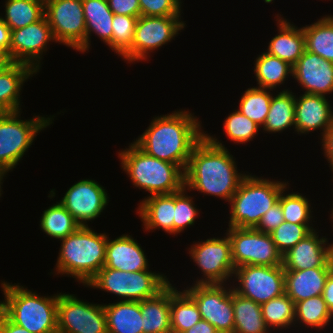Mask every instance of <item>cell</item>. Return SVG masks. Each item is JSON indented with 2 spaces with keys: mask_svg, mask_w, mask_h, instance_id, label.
<instances>
[{
  "mask_svg": "<svg viewBox=\"0 0 333 333\" xmlns=\"http://www.w3.org/2000/svg\"><path fill=\"white\" fill-rule=\"evenodd\" d=\"M204 132L194 146L185 174V188L190 192L215 196L230 201L241 181L248 175L239 172L235 157L216 136Z\"/></svg>",
  "mask_w": 333,
  "mask_h": 333,
  "instance_id": "1",
  "label": "cell"
},
{
  "mask_svg": "<svg viewBox=\"0 0 333 333\" xmlns=\"http://www.w3.org/2000/svg\"><path fill=\"white\" fill-rule=\"evenodd\" d=\"M198 119L185 109L154 116L133 142L148 155L179 165L185 171L192 149L204 137Z\"/></svg>",
  "mask_w": 333,
  "mask_h": 333,
  "instance_id": "2",
  "label": "cell"
},
{
  "mask_svg": "<svg viewBox=\"0 0 333 333\" xmlns=\"http://www.w3.org/2000/svg\"><path fill=\"white\" fill-rule=\"evenodd\" d=\"M108 235L80 226L61 239L54 275H68L84 286L104 267Z\"/></svg>",
  "mask_w": 333,
  "mask_h": 333,
  "instance_id": "3",
  "label": "cell"
},
{
  "mask_svg": "<svg viewBox=\"0 0 333 333\" xmlns=\"http://www.w3.org/2000/svg\"><path fill=\"white\" fill-rule=\"evenodd\" d=\"M4 300L0 310L15 324L31 333L57 332V301L60 293L39 295L18 284L2 281Z\"/></svg>",
  "mask_w": 333,
  "mask_h": 333,
  "instance_id": "4",
  "label": "cell"
},
{
  "mask_svg": "<svg viewBox=\"0 0 333 333\" xmlns=\"http://www.w3.org/2000/svg\"><path fill=\"white\" fill-rule=\"evenodd\" d=\"M118 152L121 169L136 187L149 195L173 194L185 187L184 170L176 164L154 158L134 142Z\"/></svg>",
  "mask_w": 333,
  "mask_h": 333,
  "instance_id": "5",
  "label": "cell"
},
{
  "mask_svg": "<svg viewBox=\"0 0 333 333\" xmlns=\"http://www.w3.org/2000/svg\"><path fill=\"white\" fill-rule=\"evenodd\" d=\"M288 181H277L248 174L229 201V227L256 228L262 216L279 199Z\"/></svg>",
  "mask_w": 333,
  "mask_h": 333,
  "instance_id": "6",
  "label": "cell"
},
{
  "mask_svg": "<svg viewBox=\"0 0 333 333\" xmlns=\"http://www.w3.org/2000/svg\"><path fill=\"white\" fill-rule=\"evenodd\" d=\"M164 273L142 270L126 272L118 269L102 268L86 287L101 289L116 296L120 300L140 302L153 297L162 291L170 282Z\"/></svg>",
  "mask_w": 333,
  "mask_h": 333,
  "instance_id": "7",
  "label": "cell"
},
{
  "mask_svg": "<svg viewBox=\"0 0 333 333\" xmlns=\"http://www.w3.org/2000/svg\"><path fill=\"white\" fill-rule=\"evenodd\" d=\"M20 115L21 111L0 113V168L7 171H12L23 160L37 133L52 124L55 117L35 115L21 120Z\"/></svg>",
  "mask_w": 333,
  "mask_h": 333,
  "instance_id": "8",
  "label": "cell"
},
{
  "mask_svg": "<svg viewBox=\"0 0 333 333\" xmlns=\"http://www.w3.org/2000/svg\"><path fill=\"white\" fill-rule=\"evenodd\" d=\"M185 25L181 16H139L132 48L122 58L129 64L146 61L151 52L175 39Z\"/></svg>",
  "mask_w": 333,
  "mask_h": 333,
  "instance_id": "9",
  "label": "cell"
},
{
  "mask_svg": "<svg viewBox=\"0 0 333 333\" xmlns=\"http://www.w3.org/2000/svg\"><path fill=\"white\" fill-rule=\"evenodd\" d=\"M193 243L188 248L189 255L203 275L192 284H231L235 266L228 235Z\"/></svg>",
  "mask_w": 333,
  "mask_h": 333,
  "instance_id": "10",
  "label": "cell"
},
{
  "mask_svg": "<svg viewBox=\"0 0 333 333\" xmlns=\"http://www.w3.org/2000/svg\"><path fill=\"white\" fill-rule=\"evenodd\" d=\"M231 242L232 260L235 268L244 265H282V254L278 251L270 233L255 228H227Z\"/></svg>",
  "mask_w": 333,
  "mask_h": 333,
  "instance_id": "11",
  "label": "cell"
},
{
  "mask_svg": "<svg viewBox=\"0 0 333 333\" xmlns=\"http://www.w3.org/2000/svg\"><path fill=\"white\" fill-rule=\"evenodd\" d=\"M226 285L193 284L184 291L195 301L201 319L220 333H234L233 288Z\"/></svg>",
  "mask_w": 333,
  "mask_h": 333,
  "instance_id": "12",
  "label": "cell"
},
{
  "mask_svg": "<svg viewBox=\"0 0 333 333\" xmlns=\"http://www.w3.org/2000/svg\"><path fill=\"white\" fill-rule=\"evenodd\" d=\"M57 330L61 333H108L103 304L60 293L57 301Z\"/></svg>",
  "mask_w": 333,
  "mask_h": 333,
  "instance_id": "13",
  "label": "cell"
},
{
  "mask_svg": "<svg viewBox=\"0 0 333 333\" xmlns=\"http://www.w3.org/2000/svg\"><path fill=\"white\" fill-rule=\"evenodd\" d=\"M56 43L79 51L85 45L86 24L82 0H48L45 13Z\"/></svg>",
  "mask_w": 333,
  "mask_h": 333,
  "instance_id": "14",
  "label": "cell"
},
{
  "mask_svg": "<svg viewBox=\"0 0 333 333\" xmlns=\"http://www.w3.org/2000/svg\"><path fill=\"white\" fill-rule=\"evenodd\" d=\"M233 277L237 281L236 286L232 283L233 290L260 305L285 293L282 265L239 266L235 268Z\"/></svg>",
  "mask_w": 333,
  "mask_h": 333,
  "instance_id": "15",
  "label": "cell"
},
{
  "mask_svg": "<svg viewBox=\"0 0 333 333\" xmlns=\"http://www.w3.org/2000/svg\"><path fill=\"white\" fill-rule=\"evenodd\" d=\"M49 42L56 40L44 16L28 26L11 30L9 54L14 63L29 65L38 73Z\"/></svg>",
  "mask_w": 333,
  "mask_h": 333,
  "instance_id": "16",
  "label": "cell"
},
{
  "mask_svg": "<svg viewBox=\"0 0 333 333\" xmlns=\"http://www.w3.org/2000/svg\"><path fill=\"white\" fill-rule=\"evenodd\" d=\"M92 179L74 183L61 198V203L80 226L95 220L109 203L107 190Z\"/></svg>",
  "mask_w": 333,
  "mask_h": 333,
  "instance_id": "17",
  "label": "cell"
},
{
  "mask_svg": "<svg viewBox=\"0 0 333 333\" xmlns=\"http://www.w3.org/2000/svg\"><path fill=\"white\" fill-rule=\"evenodd\" d=\"M319 237L317 229L312 230L293 248L282 255L284 270H305L317 267H333V242Z\"/></svg>",
  "mask_w": 333,
  "mask_h": 333,
  "instance_id": "18",
  "label": "cell"
},
{
  "mask_svg": "<svg viewBox=\"0 0 333 333\" xmlns=\"http://www.w3.org/2000/svg\"><path fill=\"white\" fill-rule=\"evenodd\" d=\"M292 78L304 93L326 97L333 92V63L305 50L293 66Z\"/></svg>",
  "mask_w": 333,
  "mask_h": 333,
  "instance_id": "19",
  "label": "cell"
},
{
  "mask_svg": "<svg viewBox=\"0 0 333 333\" xmlns=\"http://www.w3.org/2000/svg\"><path fill=\"white\" fill-rule=\"evenodd\" d=\"M333 124V110L330 101L324 96L314 94H295V132L309 134L320 130V137Z\"/></svg>",
  "mask_w": 333,
  "mask_h": 333,
  "instance_id": "20",
  "label": "cell"
},
{
  "mask_svg": "<svg viewBox=\"0 0 333 333\" xmlns=\"http://www.w3.org/2000/svg\"><path fill=\"white\" fill-rule=\"evenodd\" d=\"M149 263L141 244L132 235L122 234L111 240L108 236L103 268L126 272L149 270Z\"/></svg>",
  "mask_w": 333,
  "mask_h": 333,
  "instance_id": "21",
  "label": "cell"
},
{
  "mask_svg": "<svg viewBox=\"0 0 333 333\" xmlns=\"http://www.w3.org/2000/svg\"><path fill=\"white\" fill-rule=\"evenodd\" d=\"M137 212L145 231L162 229L174 234L175 193L145 196L138 204Z\"/></svg>",
  "mask_w": 333,
  "mask_h": 333,
  "instance_id": "22",
  "label": "cell"
},
{
  "mask_svg": "<svg viewBox=\"0 0 333 333\" xmlns=\"http://www.w3.org/2000/svg\"><path fill=\"white\" fill-rule=\"evenodd\" d=\"M333 267L305 270H284L285 293L296 304L299 301L322 295L325 282Z\"/></svg>",
  "mask_w": 333,
  "mask_h": 333,
  "instance_id": "23",
  "label": "cell"
},
{
  "mask_svg": "<svg viewBox=\"0 0 333 333\" xmlns=\"http://www.w3.org/2000/svg\"><path fill=\"white\" fill-rule=\"evenodd\" d=\"M276 15L278 34L269 42L265 52L276 56L294 66L305 51V37L303 28L291 24L289 20Z\"/></svg>",
  "mask_w": 333,
  "mask_h": 333,
  "instance_id": "24",
  "label": "cell"
},
{
  "mask_svg": "<svg viewBox=\"0 0 333 333\" xmlns=\"http://www.w3.org/2000/svg\"><path fill=\"white\" fill-rule=\"evenodd\" d=\"M86 24L85 45L78 51L85 53L91 46V34H96L112 50V20L114 13L107 0H82Z\"/></svg>",
  "mask_w": 333,
  "mask_h": 333,
  "instance_id": "25",
  "label": "cell"
},
{
  "mask_svg": "<svg viewBox=\"0 0 333 333\" xmlns=\"http://www.w3.org/2000/svg\"><path fill=\"white\" fill-rule=\"evenodd\" d=\"M36 73L29 65L14 63L0 74V113L21 111L23 84Z\"/></svg>",
  "mask_w": 333,
  "mask_h": 333,
  "instance_id": "26",
  "label": "cell"
},
{
  "mask_svg": "<svg viewBox=\"0 0 333 333\" xmlns=\"http://www.w3.org/2000/svg\"><path fill=\"white\" fill-rule=\"evenodd\" d=\"M108 333H143L141 301L103 304Z\"/></svg>",
  "mask_w": 333,
  "mask_h": 333,
  "instance_id": "27",
  "label": "cell"
},
{
  "mask_svg": "<svg viewBox=\"0 0 333 333\" xmlns=\"http://www.w3.org/2000/svg\"><path fill=\"white\" fill-rule=\"evenodd\" d=\"M143 333H168L170 319V283L157 295L141 301Z\"/></svg>",
  "mask_w": 333,
  "mask_h": 333,
  "instance_id": "28",
  "label": "cell"
},
{
  "mask_svg": "<svg viewBox=\"0 0 333 333\" xmlns=\"http://www.w3.org/2000/svg\"><path fill=\"white\" fill-rule=\"evenodd\" d=\"M295 93L284 89L272 95L269 112L262 130L266 133L283 132L292 126L295 131Z\"/></svg>",
  "mask_w": 333,
  "mask_h": 333,
  "instance_id": "29",
  "label": "cell"
},
{
  "mask_svg": "<svg viewBox=\"0 0 333 333\" xmlns=\"http://www.w3.org/2000/svg\"><path fill=\"white\" fill-rule=\"evenodd\" d=\"M234 333H271L260 304L233 290Z\"/></svg>",
  "mask_w": 333,
  "mask_h": 333,
  "instance_id": "30",
  "label": "cell"
},
{
  "mask_svg": "<svg viewBox=\"0 0 333 333\" xmlns=\"http://www.w3.org/2000/svg\"><path fill=\"white\" fill-rule=\"evenodd\" d=\"M254 74L259 88L276 89L292 76L293 66L276 56L262 52L255 60Z\"/></svg>",
  "mask_w": 333,
  "mask_h": 333,
  "instance_id": "31",
  "label": "cell"
},
{
  "mask_svg": "<svg viewBox=\"0 0 333 333\" xmlns=\"http://www.w3.org/2000/svg\"><path fill=\"white\" fill-rule=\"evenodd\" d=\"M302 28L305 50L333 63V15L322 16L318 21Z\"/></svg>",
  "mask_w": 333,
  "mask_h": 333,
  "instance_id": "32",
  "label": "cell"
},
{
  "mask_svg": "<svg viewBox=\"0 0 333 333\" xmlns=\"http://www.w3.org/2000/svg\"><path fill=\"white\" fill-rule=\"evenodd\" d=\"M171 329L185 332L201 320L195 301L183 290L179 291L170 283Z\"/></svg>",
  "mask_w": 333,
  "mask_h": 333,
  "instance_id": "33",
  "label": "cell"
},
{
  "mask_svg": "<svg viewBox=\"0 0 333 333\" xmlns=\"http://www.w3.org/2000/svg\"><path fill=\"white\" fill-rule=\"evenodd\" d=\"M5 15L0 19L15 30L37 22L44 17L45 3L40 0H6Z\"/></svg>",
  "mask_w": 333,
  "mask_h": 333,
  "instance_id": "34",
  "label": "cell"
},
{
  "mask_svg": "<svg viewBox=\"0 0 333 333\" xmlns=\"http://www.w3.org/2000/svg\"><path fill=\"white\" fill-rule=\"evenodd\" d=\"M333 321V314L327 307L322 295L314 296L295 304L294 327H311L314 330H323ZM330 323V324H329ZM303 324V325H302ZM305 325V326H304Z\"/></svg>",
  "mask_w": 333,
  "mask_h": 333,
  "instance_id": "35",
  "label": "cell"
},
{
  "mask_svg": "<svg viewBox=\"0 0 333 333\" xmlns=\"http://www.w3.org/2000/svg\"><path fill=\"white\" fill-rule=\"evenodd\" d=\"M41 230L54 239L61 240L75 232L80 225L59 202L43 211L40 218Z\"/></svg>",
  "mask_w": 333,
  "mask_h": 333,
  "instance_id": "36",
  "label": "cell"
},
{
  "mask_svg": "<svg viewBox=\"0 0 333 333\" xmlns=\"http://www.w3.org/2000/svg\"><path fill=\"white\" fill-rule=\"evenodd\" d=\"M260 306L263 319L270 331L287 330L294 326L295 303L286 293L270 299Z\"/></svg>",
  "mask_w": 333,
  "mask_h": 333,
  "instance_id": "37",
  "label": "cell"
},
{
  "mask_svg": "<svg viewBox=\"0 0 333 333\" xmlns=\"http://www.w3.org/2000/svg\"><path fill=\"white\" fill-rule=\"evenodd\" d=\"M272 89L251 87L244 91L237 110L250 120L263 127L269 112L273 93Z\"/></svg>",
  "mask_w": 333,
  "mask_h": 333,
  "instance_id": "38",
  "label": "cell"
},
{
  "mask_svg": "<svg viewBox=\"0 0 333 333\" xmlns=\"http://www.w3.org/2000/svg\"><path fill=\"white\" fill-rule=\"evenodd\" d=\"M287 189H289V184L288 188L285 187L282 190L278 199L283 211L284 220L289 223L313 226L314 224H312L311 220L313 218V210L310 206V200L299 192L286 194L285 191Z\"/></svg>",
  "mask_w": 333,
  "mask_h": 333,
  "instance_id": "39",
  "label": "cell"
},
{
  "mask_svg": "<svg viewBox=\"0 0 333 333\" xmlns=\"http://www.w3.org/2000/svg\"><path fill=\"white\" fill-rule=\"evenodd\" d=\"M260 129L261 127L257 123L241 114L238 110L230 113L223 123V130L226 136L234 144H245L252 141Z\"/></svg>",
  "mask_w": 333,
  "mask_h": 333,
  "instance_id": "40",
  "label": "cell"
},
{
  "mask_svg": "<svg viewBox=\"0 0 333 333\" xmlns=\"http://www.w3.org/2000/svg\"><path fill=\"white\" fill-rule=\"evenodd\" d=\"M139 17L114 14L112 20V51L123 57L131 48Z\"/></svg>",
  "mask_w": 333,
  "mask_h": 333,
  "instance_id": "41",
  "label": "cell"
},
{
  "mask_svg": "<svg viewBox=\"0 0 333 333\" xmlns=\"http://www.w3.org/2000/svg\"><path fill=\"white\" fill-rule=\"evenodd\" d=\"M314 229L311 225H300L284 221L270 235L278 251L283 255Z\"/></svg>",
  "mask_w": 333,
  "mask_h": 333,
  "instance_id": "42",
  "label": "cell"
},
{
  "mask_svg": "<svg viewBox=\"0 0 333 333\" xmlns=\"http://www.w3.org/2000/svg\"><path fill=\"white\" fill-rule=\"evenodd\" d=\"M187 192L184 187L175 193L174 236L194 225L200 212L194 204V197L188 195Z\"/></svg>",
  "mask_w": 333,
  "mask_h": 333,
  "instance_id": "43",
  "label": "cell"
},
{
  "mask_svg": "<svg viewBox=\"0 0 333 333\" xmlns=\"http://www.w3.org/2000/svg\"><path fill=\"white\" fill-rule=\"evenodd\" d=\"M181 0H139L141 16H181Z\"/></svg>",
  "mask_w": 333,
  "mask_h": 333,
  "instance_id": "44",
  "label": "cell"
},
{
  "mask_svg": "<svg viewBox=\"0 0 333 333\" xmlns=\"http://www.w3.org/2000/svg\"><path fill=\"white\" fill-rule=\"evenodd\" d=\"M283 211L278 201L270 208L261 218L259 224L255 228L263 233H271L284 222Z\"/></svg>",
  "mask_w": 333,
  "mask_h": 333,
  "instance_id": "45",
  "label": "cell"
},
{
  "mask_svg": "<svg viewBox=\"0 0 333 333\" xmlns=\"http://www.w3.org/2000/svg\"><path fill=\"white\" fill-rule=\"evenodd\" d=\"M107 3L114 14L141 16L139 0H107Z\"/></svg>",
  "mask_w": 333,
  "mask_h": 333,
  "instance_id": "46",
  "label": "cell"
},
{
  "mask_svg": "<svg viewBox=\"0 0 333 333\" xmlns=\"http://www.w3.org/2000/svg\"><path fill=\"white\" fill-rule=\"evenodd\" d=\"M322 144V149L324 150V157L331 167L333 172V124L326 130V133L320 139Z\"/></svg>",
  "mask_w": 333,
  "mask_h": 333,
  "instance_id": "47",
  "label": "cell"
},
{
  "mask_svg": "<svg viewBox=\"0 0 333 333\" xmlns=\"http://www.w3.org/2000/svg\"><path fill=\"white\" fill-rule=\"evenodd\" d=\"M0 333H31L25 328L13 323L1 310H0Z\"/></svg>",
  "mask_w": 333,
  "mask_h": 333,
  "instance_id": "48",
  "label": "cell"
},
{
  "mask_svg": "<svg viewBox=\"0 0 333 333\" xmlns=\"http://www.w3.org/2000/svg\"><path fill=\"white\" fill-rule=\"evenodd\" d=\"M322 296L327 304V307L333 314V270L326 279Z\"/></svg>",
  "mask_w": 333,
  "mask_h": 333,
  "instance_id": "49",
  "label": "cell"
},
{
  "mask_svg": "<svg viewBox=\"0 0 333 333\" xmlns=\"http://www.w3.org/2000/svg\"><path fill=\"white\" fill-rule=\"evenodd\" d=\"M185 333H220V332L208 321L201 319L199 322L193 325L189 330L185 331Z\"/></svg>",
  "mask_w": 333,
  "mask_h": 333,
  "instance_id": "50",
  "label": "cell"
},
{
  "mask_svg": "<svg viewBox=\"0 0 333 333\" xmlns=\"http://www.w3.org/2000/svg\"><path fill=\"white\" fill-rule=\"evenodd\" d=\"M10 36V28L0 19V49L7 50L9 52Z\"/></svg>",
  "mask_w": 333,
  "mask_h": 333,
  "instance_id": "51",
  "label": "cell"
},
{
  "mask_svg": "<svg viewBox=\"0 0 333 333\" xmlns=\"http://www.w3.org/2000/svg\"><path fill=\"white\" fill-rule=\"evenodd\" d=\"M14 62L7 50L0 49V69H8Z\"/></svg>",
  "mask_w": 333,
  "mask_h": 333,
  "instance_id": "52",
  "label": "cell"
},
{
  "mask_svg": "<svg viewBox=\"0 0 333 333\" xmlns=\"http://www.w3.org/2000/svg\"><path fill=\"white\" fill-rule=\"evenodd\" d=\"M7 172H9V171H7V170H5V169H2V168H0V197L2 196V187H1V185L3 184V178L4 177H6V175H7Z\"/></svg>",
  "mask_w": 333,
  "mask_h": 333,
  "instance_id": "53",
  "label": "cell"
},
{
  "mask_svg": "<svg viewBox=\"0 0 333 333\" xmlns=\"http://www.w3.org/2000/svg\"><path fill=\"white\" fill-rule=\"evenodd\" d=\"M168 333H185V332H178V331H175V330H170Z\"/></svg>",
  "mask_w": 333,
  "mask_h": 333,
  "instance_id": "54",
  "label": "cell"
},
{
  "mask_svg": "<svg viewBox=\"0 0 333 333\" xmlns=\"http://www.w3.org/2000/svg\"><path fill=\"white\" fill-rule=\"evenodd\" d=\"M330 218H331V220L333 222V208H332V211H331V214H330Z\"/></svg>",
  "mask_w": 333,
  "mask_h": 333,
  "instance_id": "55",
  "label": "cell"
},
{
  "mask_svg": "<svg viewBox=\"0 0 333 333\" xmlns=\"http://www.w3.org/2000/svg\"><path fill=\"white\" fill-rule=\"evenodd\" d=\"M265 3H271L274 0H263Z\"/></svg>",
  "mask_w": 333,
  "mask_h": 333,
  "instance_id": "56",
  "label": "cell"
},
{
  "mask_svg": "<svg viewBox=\"0 0 333 333\" xmlns=\"http://www.w3.org/2000/svg\"><path fill=\"white\" fill-rule=\"evenodd\" d=\"M5 70H7V69H0V74H1L3 71H5Z\"/></svg>",
  "mask_w": 333,
  "mask_h": 333,
  "instance_id": "57",
  "label": "cell"
}]
</instances>
